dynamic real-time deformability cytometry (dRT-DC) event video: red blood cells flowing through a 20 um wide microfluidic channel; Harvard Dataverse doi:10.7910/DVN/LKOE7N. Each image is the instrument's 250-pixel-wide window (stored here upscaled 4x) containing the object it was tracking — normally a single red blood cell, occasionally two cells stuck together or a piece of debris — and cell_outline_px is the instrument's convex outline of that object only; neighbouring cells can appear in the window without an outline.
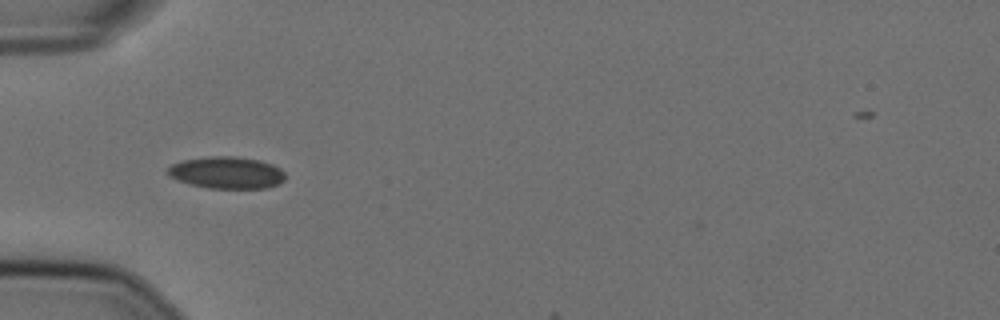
{"species": "Egyptian fruit bat (a non-hibernating species)", "species_latin": "Rousettus aegyptiacus", "temperature_condition": "cold", "stored_images_in_passage": 4, "camera_frame_rate_fps": 3000, "um_per_image_px": 0.085, "animal": {"sex": "female"}, "frame": {"image": 1, "passage_image": 1, "time_ms": 0.0, "image_size_px": [1000, 320], "cell_outline_px": [[284, 180], [280, 184], [268, 188], [208, 188], [188, 184], [176, 180], [168, 176], [164, 172], [172, 164], [184, 160], [212, 156], [236, 156], [260, 160], [272, 164], [280, 168], [284, 172]], "centroid_in_image_um": [19.25, 14.68], "position_along_channel_um": 65.7, "area_um2": 22.14}}